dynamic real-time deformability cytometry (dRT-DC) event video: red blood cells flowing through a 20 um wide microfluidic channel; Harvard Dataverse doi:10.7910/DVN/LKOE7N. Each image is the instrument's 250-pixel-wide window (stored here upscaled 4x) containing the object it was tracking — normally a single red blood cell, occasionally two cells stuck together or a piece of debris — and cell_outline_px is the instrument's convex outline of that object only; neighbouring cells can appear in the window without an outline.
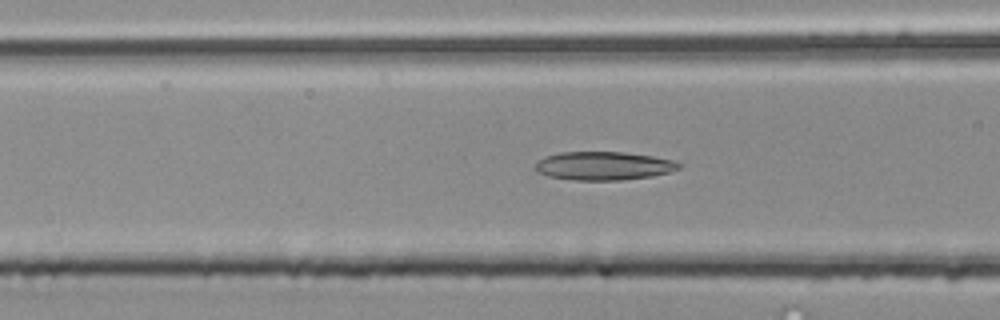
{"species": "common noctule bat (a hibernating species)", "species_latin": "Nyctalus noctula", "temperature_condition": "room temperature", "stored_images_in_passage": 33, "camera_frame_rate_fps": 3000, "um_per_image_px": 0.085, "animal": {"sex": "male", "body_mass_g": 20.4}, "frame": {"image": 1, "passage_image": 12, "time_ms": 3.667, "image_size_px": [1000, 320], "cell_outline_px": [[684, 164], [680, 168], [668, 172], [652, 176], [620, 180], [572, 180], [548, 176], [536, 172], [536, 164], [544, 156], [560, 152], [624, 152], [652, 156], [672, 160]], "centroid_in_image_um": [51.31, 14.09], "position_along_channel_um": 115.3, "area_um2": 23.81}}
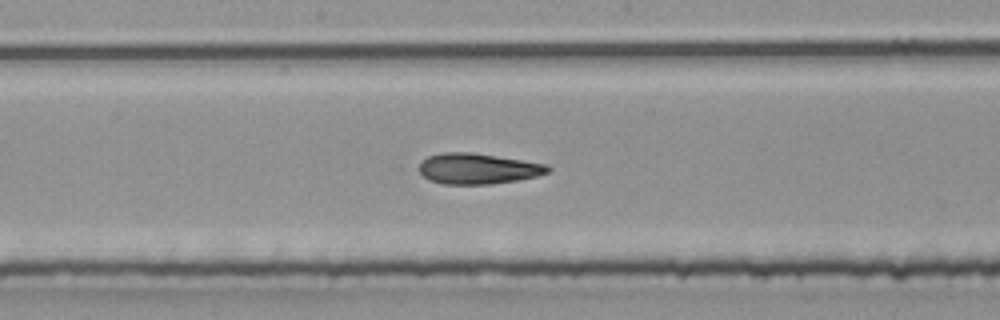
{"frame": {"image": 2, "passage_image": 19, "time_ms": 6.0, "image_size_px": [1000, 320], "cell_outline_px": [[552, 168], [548, 172], [536, 176], [516, 180], [492, 184], [444, 184], [428, 180], [420, 172], [420, 164], [428, 156], [444, 152], [468, 152], [496, 156], [548, 164]], "centroid_in_image_um": [40.63, 14.34], "position_along_channel_um": 207.6, "area_um2": 22.83}}
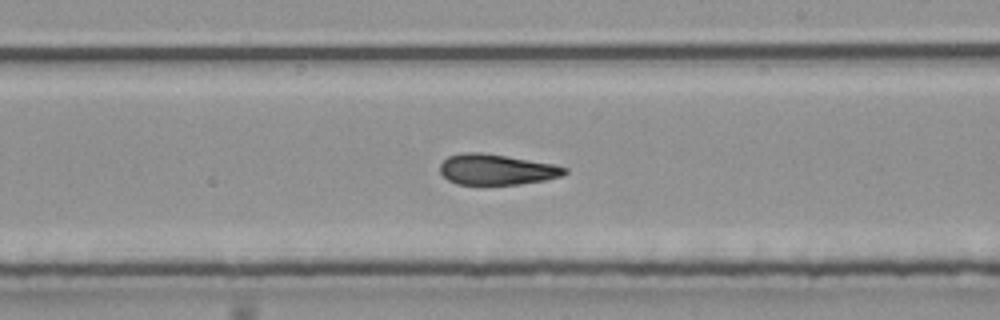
{"frame": {"image": 3, "passage_image": 22, "time_ms": 7.0, "image_size_px": [1000, 320], "cell_outline_px": [[568, 172], [560, 176], [544, 180], [520, 184], [456, 184], [448, 180], [440, 172], [440, 164], [448, 156], [464, 152], [480, 152], [552, 164], [568, 168]], "centroid_in_image_um": [42.17, 14.41], "position_along_channel_um": 246.8, "area_um2": 21.96}, "authors_computed_cell_mechanics": {"area_um2": 23.1778, "velocity_mm_per_s": 3.9579, "shape_relaxation_time_tau1_ms": null, "shape_relaxation_time_tau2_ms": 3.6649, "deformation_change_tau1": null, "deformation_change_tau2": 0.127}}